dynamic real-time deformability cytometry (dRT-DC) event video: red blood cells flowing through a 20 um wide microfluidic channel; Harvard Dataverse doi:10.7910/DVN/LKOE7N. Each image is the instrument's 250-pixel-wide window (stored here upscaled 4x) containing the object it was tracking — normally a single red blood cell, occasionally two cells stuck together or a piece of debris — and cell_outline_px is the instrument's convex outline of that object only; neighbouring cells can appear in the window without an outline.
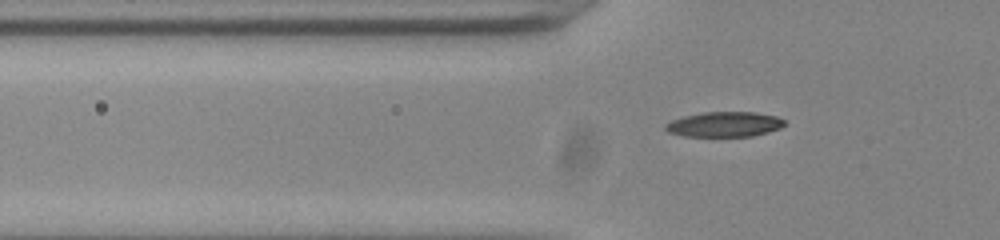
{"species": "common noctule bat (a hibernating species)", "species_latin": "Nyctalus noctula", "temperature_condition": "room temperature", "stored_images_in_passage": 41, "camera_frame_rate_fps": 3000, "um_per_image_px": 0.085, "animal": {"sex": "male", "body_mass_g": 20.0, "forearm_length_mm": 53.3}, "frame": {"image": 1, "passage_image": 5, "time_ms": 1.333, "image_size_px": [1000, 240], "cell_outline_px": [[784, 124], [780, 128], [768, 132], [752, 136], [684, 136], [668, 132], [664, 128], [664, 124], [672, 120], [684, 116], [704, 112], [756, 112], [776, 116], [784, 120]], "centroid_in_image_um": [61.56, 10.56], "position_along_channel_um": 64.2, "area_um2": 17.34}}
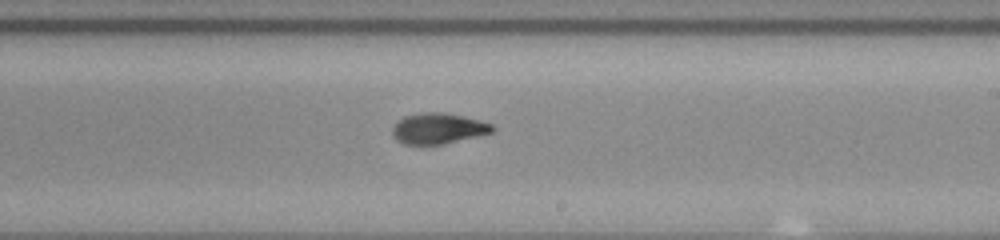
{"frame": {"image": 2, "passage_image": 20, "time_ms": 6.333, "image_size_px": [1000, 240], "cell_outline_px": [[496, 128], [492, 132], [444, 144], [404, 144], [396, 140], [392, 136], [392, 128], [404, 116], [424, 112], [444, 112], [464, 116], [480, 120], [492, 124]], "centroid_in_image_um": [37.25, 10.91], "position_along_channel_um": 251.8, "area_um2": 17.86}}
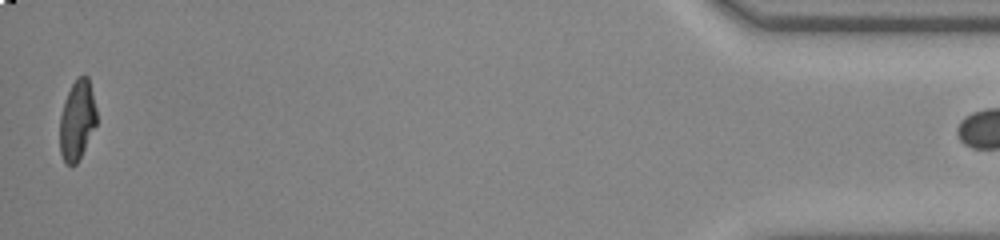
{"frame": {"image": 3, "passage_image": 40, "time_ms": 13.0, "image_size_px": [1000, 240], "cell_outline_px": [[96, 124], [76, 164], [64, 164], [60, 152], [60, 116], [64, 100], [72, 84], [84, 72], [88, 76], [96, 108]], "centroid_in_image_um": [6.54, 10.19], "position_along_channel_um": 428.7, "area_um2": 16.94}}